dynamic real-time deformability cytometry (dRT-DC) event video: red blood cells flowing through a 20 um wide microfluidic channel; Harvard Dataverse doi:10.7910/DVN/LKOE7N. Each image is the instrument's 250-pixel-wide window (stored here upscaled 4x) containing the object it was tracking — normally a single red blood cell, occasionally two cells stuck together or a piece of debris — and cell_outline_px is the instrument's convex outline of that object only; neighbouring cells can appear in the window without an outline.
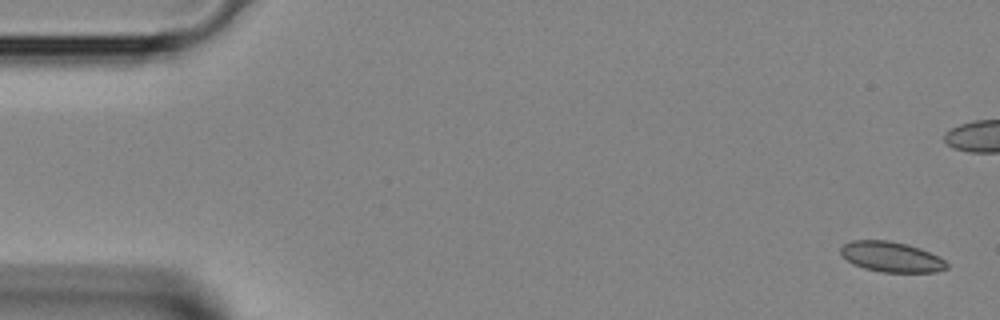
{"species": "Egyptian fruit bat (a non-hibernating species)", "species_latin": "Rousettus aegyptiacus", "temperature_condition": "room temperature", "stored_images_in_passage": 5, "camera_frame_rate_fps": 3000, "um_per_image_px": 0.085, "animal": {"sex": "female"}, "frame": {"image": 1, "passage_image": 1, "time_ms": 0.0, "image_size_px": [1000, 320], "cell_outline_px": [[948, 268], [936, 272], [884, 272], [864, 268], [852, 264], [840, 252], [840, 248], [844, 244], [852, 240], [888, 240], [908, 244], [920, 248], [944, 260], [948, 264]], "centroid_in_image_um": [75.76, 21.83], "position_along_channel_um": 9.2, "area_um2": 18.61}}